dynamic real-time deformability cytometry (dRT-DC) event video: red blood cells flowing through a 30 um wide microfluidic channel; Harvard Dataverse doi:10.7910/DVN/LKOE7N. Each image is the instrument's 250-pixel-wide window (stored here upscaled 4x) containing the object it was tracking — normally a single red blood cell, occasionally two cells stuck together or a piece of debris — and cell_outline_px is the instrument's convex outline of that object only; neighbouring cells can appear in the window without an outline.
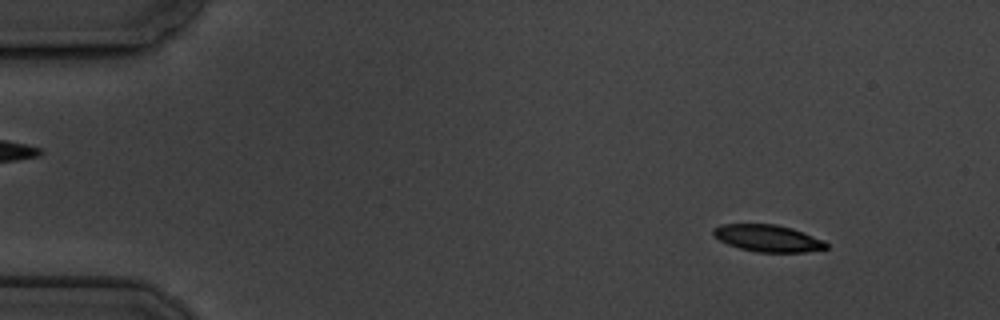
{"species": "common noctule bat (a hibernating species)", "species_latin": "Nyctalus noctula", "temperature_condition": "cold", "stored_images_in_passage": 14, "camera_frame_rate_fps": 3000, "um_per_image_px": 0.085, "animal": {"sex": "male", "body_mass_g": 19.5, "forearm_length_mm": 54.6}, "frame": {"image": 1, "passage_image": 1, "time_ms": 0.0, "image_size_px": [1000, 320], "cell_outline_px": [[828, 248], [804, 252], [756, 252], [740, 248], [728, 244], [712, 236], [712, 228], [720, 224], [776, 224], [792, 228], [804, 232], [824, 240], [828, 244]], "centroid_in_image_um": [65.25, 20.24], "position_along_channel_um": 19.7, "area_um2": 17.86}}
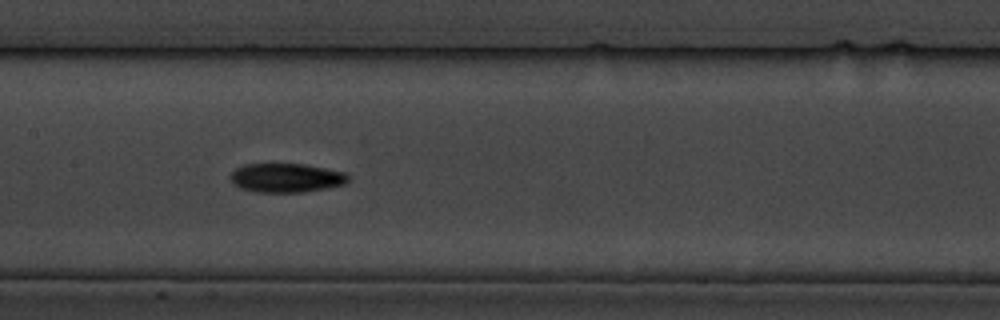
{"frame": {"image": 2, "passage_image": 7, "time_ms": 7.333, "image_size_px": [1000, 320], "cell_outline_px": [[348, 180], [344, 184], [304, 192], [256, 192], [240, 188], [232, 184], [228, 176], [236, 168], [244, 164], [304, 164], [348, 172]], "centroid_in_image_um": [24.3, 15.11], "position_along_channel_um": 183.1, "area_um2": 20.06}}
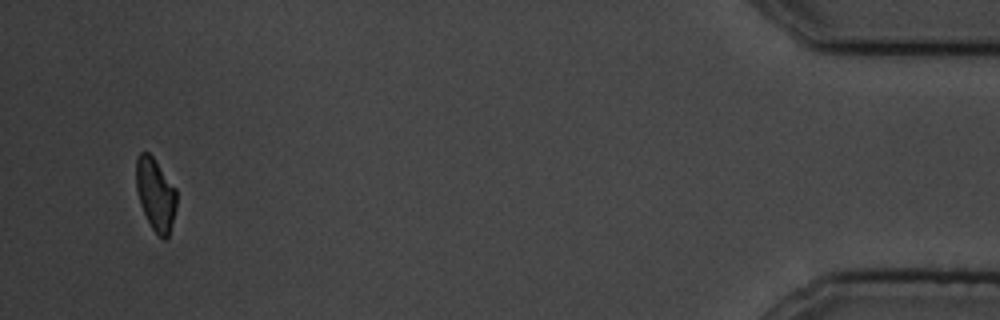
{"frame": {"image": 3, "passage_image": 14, "time_ms": 16.333, "image_size_px": [1000, 320], "cell_outline_px": [[176, 208], [168, 236], [164, 240], [152, 228], [140, 204], [136, 188], [136, 160], [140, 152], [148, 152], [152, 156], [176, 188]], "centroid_in_image_um": [13.22, 16.5], "position_along_channel_um": 422.0, "area_um2": 16.82}, "authors_computed_cell_mechanics": {"area_um2": 18.9295, "velocity_mm_per_s": 3.4888, "shape_relaxation_time_tau1_ms": 4.9601, "shape_relaxation_time_tau2_ms": 3.3003, "deformation_change_tau1": 0.1156, "deformation_change_tau2": 0.0784}}